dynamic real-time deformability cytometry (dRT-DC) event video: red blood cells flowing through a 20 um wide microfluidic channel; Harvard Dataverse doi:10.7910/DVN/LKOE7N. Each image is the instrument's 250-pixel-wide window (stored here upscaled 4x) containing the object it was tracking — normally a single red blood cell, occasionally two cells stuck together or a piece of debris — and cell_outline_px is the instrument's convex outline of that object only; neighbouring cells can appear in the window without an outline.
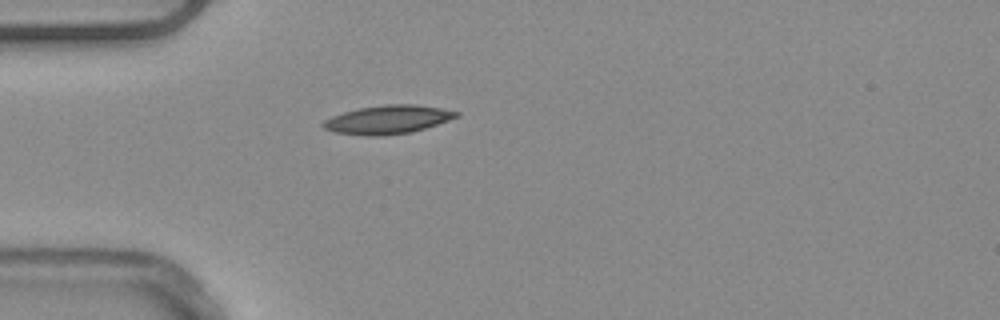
{"species": "common noctule bat (a hibernating species)", "species_latin": "Nyctalus noctula", "temperature_condition": "warm", "stored_images_in_passage": 32, "camera_frame_rate_fps": 3000, "um_per_image_px": 0.085, "animal": {"sex": "male", "body_mass_g": 20.4}, "frame": {"image": 1, "passage_image": 1, "time_ms": 0.0, "image_size_px": [1000, 320], "cell_outline_px": [[460, 116], [412, 132], [384, 136], [364, 136], [336, 132], [324, 128], [320, 124], [324, 120], [332, 116], [344, 112], [360, 108], [384, 104], [416, 104], [440, 108], [460, 112]], "centroid_in_image_um": [32.95, 10.17], "position_along_channel_um": 52.0, "area_um2": 22.14}}
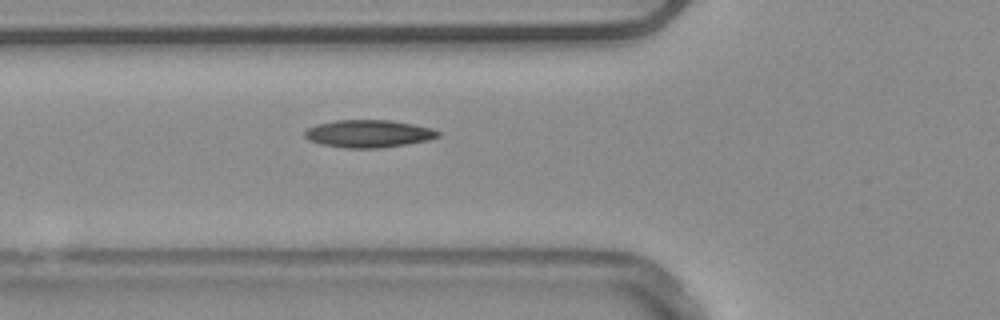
{"frame": {"image": 2, "passage_image": 5, "time_ms": 1.333, "image_size_px": [1000, 320], "cell_outline_px": [[440, 136], [428, 140], [380, 148], [344, 148], [320, 144], [308, 140], [304, 136], [304, 132], [308, 128], [316, 124], [336, 120], [392, 120], [432, 128], [440, 132]], "centroid_in_image_um": [31.3, 11.36], "position_along_channel_um": 94.5, "area_um2": 21.44}, "authors_computed_cell_mechanics": {"area_um2": 20.3456, "velocity_mm_per_s": 3.9125, "shape_relaxation_time_tau1_ms": 6.1363, "shape_relaxation_time_tau2_ms": 5.548, "deformation_change_tau1": 0.1526, "deformation_change_tau2": 0.1201}}